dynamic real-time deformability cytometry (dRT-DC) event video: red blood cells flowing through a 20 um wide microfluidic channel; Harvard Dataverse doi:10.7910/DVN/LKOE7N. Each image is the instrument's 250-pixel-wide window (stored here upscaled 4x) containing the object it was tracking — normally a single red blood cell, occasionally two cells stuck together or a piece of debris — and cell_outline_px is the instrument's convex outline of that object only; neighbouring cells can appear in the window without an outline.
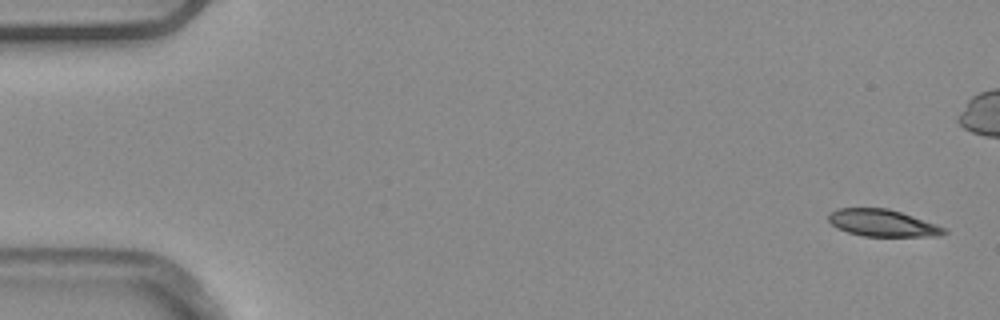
{"species": "common noctule bat (a hibernating species)", "species_latin": "Nyctalus noctula", "temperature_condition": "warm", "stored_images_in_passage": 9, "camera_frame_rate_fps": 3000, "um_per_image_px": 0.085, "animal": {"sex": "male", "body_mass_g": 20.4}, "frame": {"image": 1, "passage_image": 1, "time_ms": 0.0, "image_size_px": [1000, 320], "cell_outline_px": [[948, 232], [940, 236], [864, 236], [848, 232], [836, 228], [828, 220], [828, 212], [836, 208], [888, 208], [948, 228]], "centroid_in_image_um": [75.01, 18.95], "position_along_channel_um": 10.0, "area_um2": 18.26}}
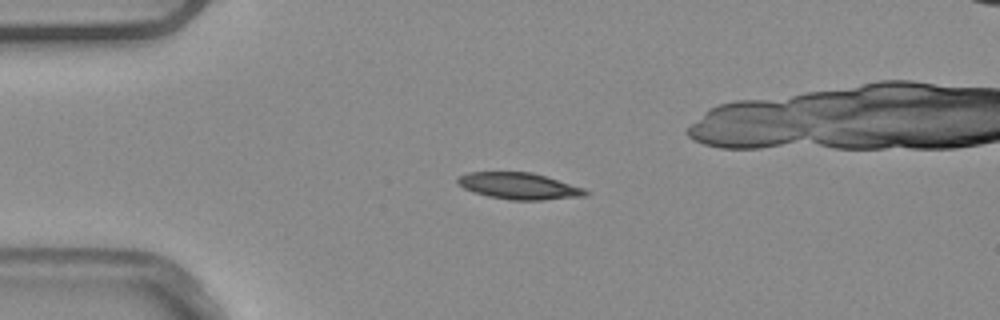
{"frame": {"image": 2, "passage_image": 4, "time_ms": 1.0, "image_size_px": [1000, 320], "cell_outline_px": [[592, 192], [588, 196], [544, 200], [512, 200], [488, 196], [472, 192], [464, 188], [456, 180], [460, 176], [468, 172], [532, 172], [584, 188]], "centroid_in_image_um": [44.17, 15.82], "position_along_channel_um": 40.8, "area_um2": 19.83}}